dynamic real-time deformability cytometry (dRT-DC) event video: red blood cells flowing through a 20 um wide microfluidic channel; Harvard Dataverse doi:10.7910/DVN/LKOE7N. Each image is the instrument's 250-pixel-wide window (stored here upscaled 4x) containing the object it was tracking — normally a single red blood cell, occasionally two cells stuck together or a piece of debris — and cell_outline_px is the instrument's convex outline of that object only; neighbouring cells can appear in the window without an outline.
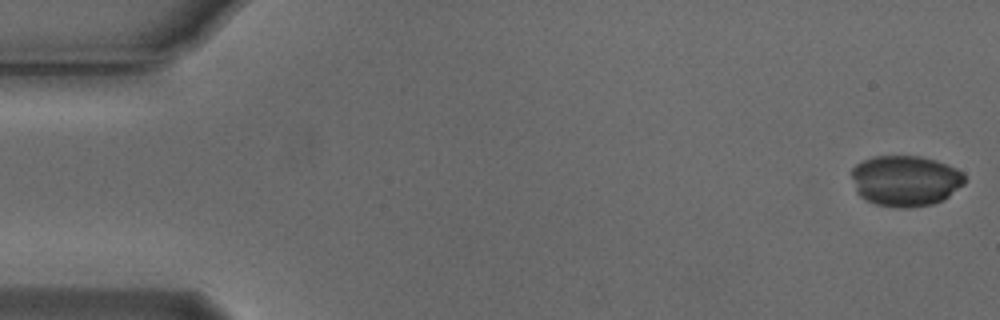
{"species": "Egyptian fruit bat (a non-hibernating species)", "species_latin": "Rousettus aegyptiacus", "temperature_condition": "cold", "stored_images_in_passage": 53, "camera_frame_rate_fps": 3000, "um_per_image_px": 0.085, "animal": {"sex": "male"}, "frame": {"image": 1, "passage_image": 1, "time_ms": 0.0, "image_size_px": [1000, 320], "cell_outline_px": [[964, 184], [944, 200], [932, 204], [912, 208], [900, 208], [876, 204], [864, 200], [856, 192], [852, 176], [852, 168], [856, 164], [872, 156], [920, 156], [936, 160], [948, 164], [964, 172]], "centroid_in_image_um": [76.97, 15.37], "position_along_channel_um": 8.0, "area_um2": 33.81}}
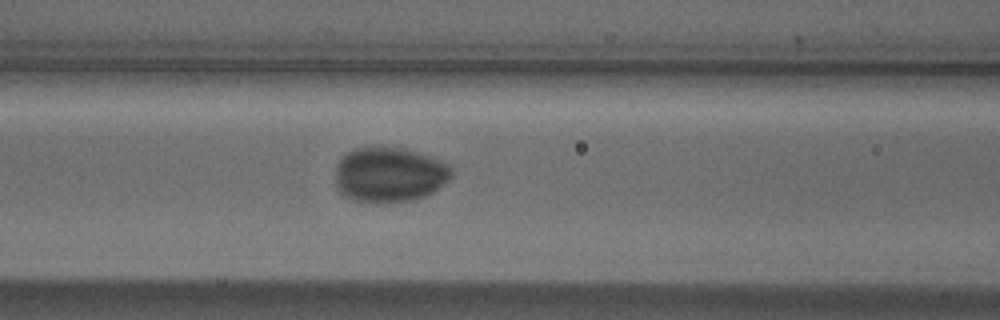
{"frame": {"image": 2, "passage_image": 22, "time_ms": 7.0, "image_size_px": [1000, 320], "cell_outline_px": [[452, 176], [448, 180], [432, 192], [424, 196], [412, 200], [352, 200], [344, 196], [336, 188], [336, 164], [340, 156], [356, 148], [404, 148], [428, 156], [448, 164], [452, 168]], "centroid_in_image_um": [33.07, 14.82], "position_along_channel_um": 133.5, "area_um2": 36.47}}
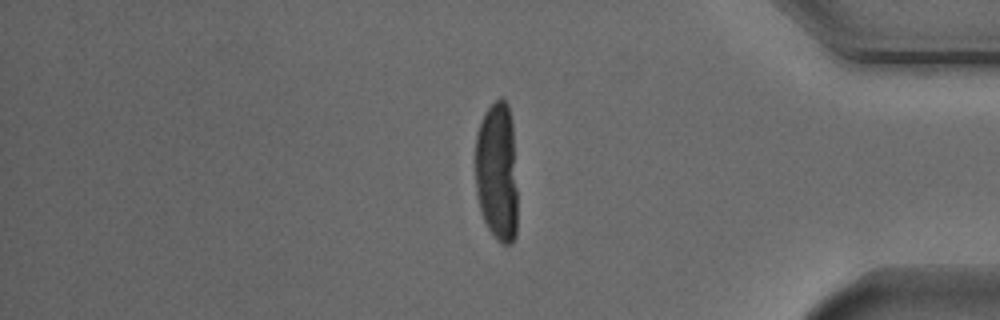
{"frame": {"image": 3, "passage_image": 45, "time_ms": 14.667, "image_size_px": [1000, 320], "cell_outline_px": [[516, 236], [512, 244], [504, 244], [496, 240], [488, 228], [480, 212], [476, 192], [476, 136], [484, 112], [500, 96], [508, 104], [512, 124], [516, 188]], "centroid_in_image_um": [42.24, 14.64], "position_along_channel_um": 393.0, "area_um2": 34.33}}